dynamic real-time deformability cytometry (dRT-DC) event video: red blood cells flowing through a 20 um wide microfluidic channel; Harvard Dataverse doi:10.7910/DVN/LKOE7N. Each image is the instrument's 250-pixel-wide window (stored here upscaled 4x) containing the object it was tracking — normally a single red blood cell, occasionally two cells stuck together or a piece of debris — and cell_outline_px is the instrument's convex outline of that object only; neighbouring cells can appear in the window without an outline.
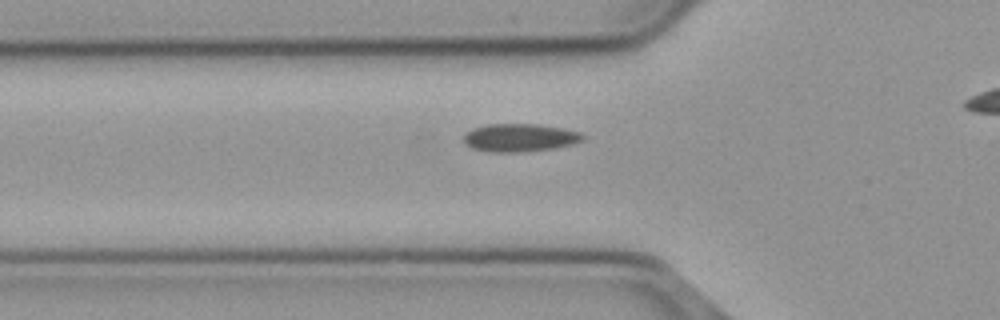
{"species": "common noctule bat (a hibernating species)", "species_latin": "Nyctalus noctula", "temperature_condition": "cold", "stored_images_in_passage": 33, "camera_frame_rate_fps": 3000, "um_per_image_px": 0.085, "animal": {"sex": "male", "body_mass_g": 23.1, "forearm_length_mm": 52.7}, "frame": {"image": 1, "passage_image": 2, "time_ms": 0.333, "image_size_px": [1000, 320], "cell_outline_px": [[584, 140], [572, 144], [556, 148], [520, 152], [488, 152], [472, 148], [464, 140], [464, 136], [472, 128], [488, 124], [536, 124], [560, 128], [580, 132], [584, 136]], "centroid_in_image_um": [44.19, 11.71], "position_along_channel_um": 81.6, "area_um2": 19.31}}
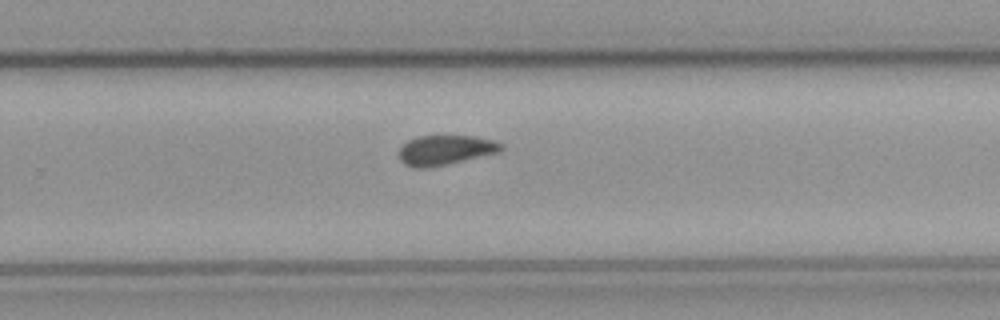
{"frame": {"image": 2, "passage_image": 19, "time_ms": 6.0, "image_size_px": [1000, 320], "cell_outline_px": [[504, 148], [500, 152], [448, 164], [428, 168], [412, 168], [404, 164], [400, 160], [396, 152], [408, 140], [416, 136], [476, 136], [492, 140], [504, 144]], "centroid_in_image_um": [37.83, 12.76], "position_along_channel_um": 292.0, "area_um2": 18.03}}
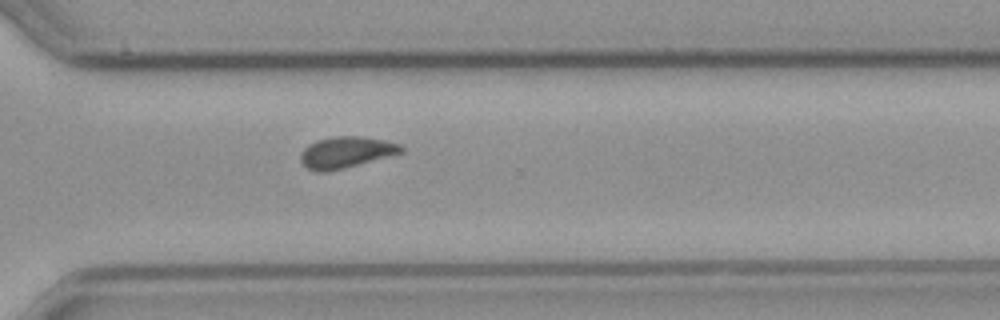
{"frame": {"image": 3, "passage_image": 23, "time_ms": 7.333, "image_size_px": [1000, 320], "cell_outline_px": [[404, 152], [344, 168], [328, 172], [316, 172], [308, 168], [300, 160], [300, 152], [308, 144], [316, 140], [336, 136], [364, 136], [384, 140], [400, 144], [404, 148]], "centroid_in_image_um": [29.4, 12.94], "position_along_channel_um": 341.2, "area_um2": 18.44}, "authors_computed_cell_mechanics": {"area_um2": 18.496, "velocity_mm_per_s": 3.7093, "shape_relaxation_time_tau1_ms": null, "shape_relaxation_time_tau2_ms": 3.9772, "deformation_change_tau1": null, "deformation_change_tau2": 0.0556}}